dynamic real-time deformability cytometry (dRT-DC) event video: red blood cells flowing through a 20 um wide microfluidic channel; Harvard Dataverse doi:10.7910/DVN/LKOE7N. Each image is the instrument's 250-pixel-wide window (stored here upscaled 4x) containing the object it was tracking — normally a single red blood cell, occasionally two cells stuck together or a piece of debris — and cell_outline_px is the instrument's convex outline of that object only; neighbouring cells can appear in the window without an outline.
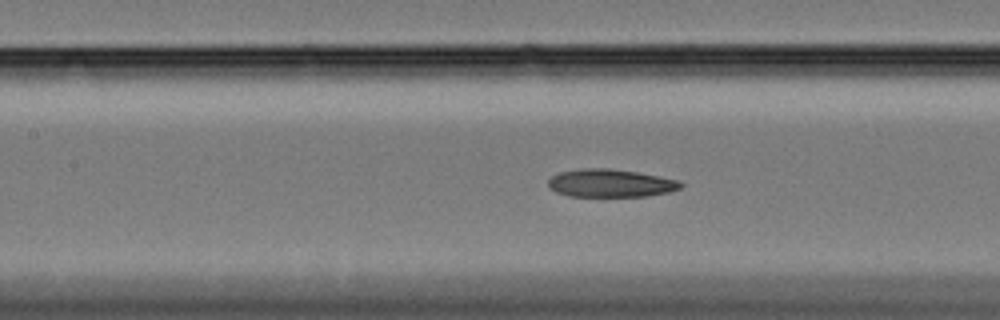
{"species": "Egyptian fruit bat (a non-hibernating species)", "species_latin": "Rousettus aegyptiacus", "temperature_condition": "cold", "stored_images_in_passage": 53, "camera_frame_rate_fps": 3000, "um_per_image_px": 0.085, "animal": {"sex": "female"}, "frame": {"image": 1, "passage_image": 20, "time_ms": 6.333, "image_size_px": [1000, 320], "cell_outline_px": [[684, 184], [680, 188], [668, 192], [648, 196], [568, 196], [556, 192], [548, 188], [548, 180], [552, 176], [560, 172], [584, 168], [612, 168], [660, 176], [680, 180]], "centroid_in_image_um": [51.9, 15.57], "position_along_channel_um": 155.5, "area_um2": 21.68}}
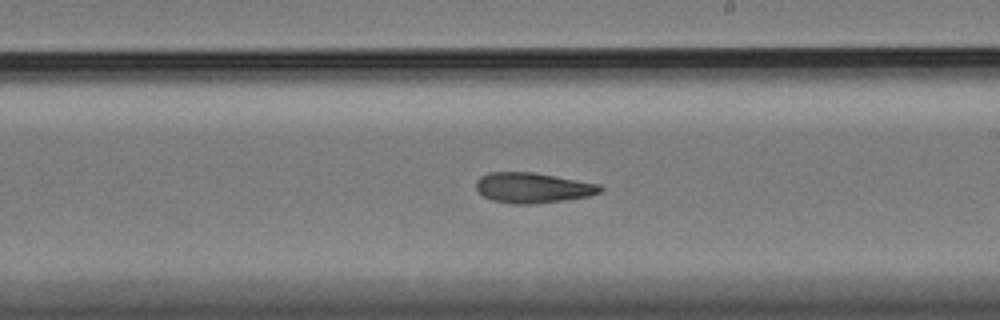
{"frame": {"image": 2, "passage_image": 28, "time_ms": 9.0, "image_size_px": [1000, 320], "cell_outline_px": [[604, 188], [600, 192], [588, 196], [564, 200], [532, 204], [512, 204], [492, 200], [484, 196], [476, 188], [476, 180], [480, 176], [488, 172], [532, 172], [556, 176], [600, 184]], "centroid_in_image_um": [45.27, 15.95], "position_along_channel_um": 243.7, "area_um2": 21.91}}
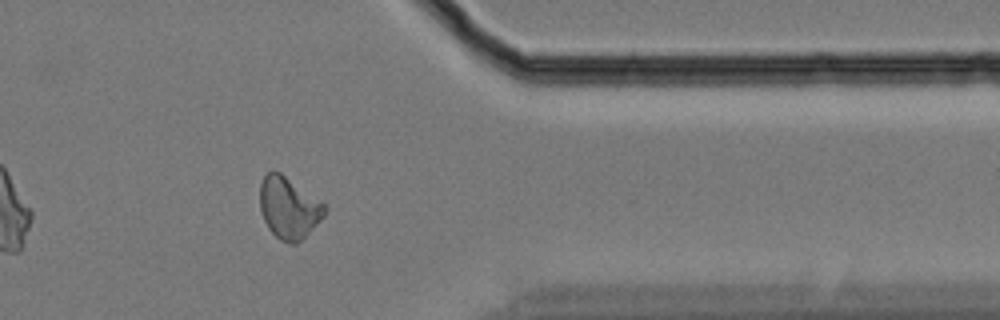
{"frame": {"image": 3, "passage_image": 42, "time_ms": 13.667, "image_size_px": [1000, 320], "cell_outline_px": [[324, 216], [296, 244], [292, 244], [280, 240], [268, 228], [264, 220], [260, 208], [260, 184], [264, 176], [272, 168], [280, 172], [324, 204]], "centroid_in_image_um": [24.49, 17.65], "position_along_channel_um": 386.9, "area_um2": 22.77}, "authors_computed_cell_mechanics": {"area_um2": 22.3686, "velocity_mm_per_s": 3.3154, "shape_relaxation_time_tau1_ms": null, "shape_relaxation_time_tau2_ms": 9.6286, "deformation_change_tau1": null, "deformation_change_tau2": 0.1954}}